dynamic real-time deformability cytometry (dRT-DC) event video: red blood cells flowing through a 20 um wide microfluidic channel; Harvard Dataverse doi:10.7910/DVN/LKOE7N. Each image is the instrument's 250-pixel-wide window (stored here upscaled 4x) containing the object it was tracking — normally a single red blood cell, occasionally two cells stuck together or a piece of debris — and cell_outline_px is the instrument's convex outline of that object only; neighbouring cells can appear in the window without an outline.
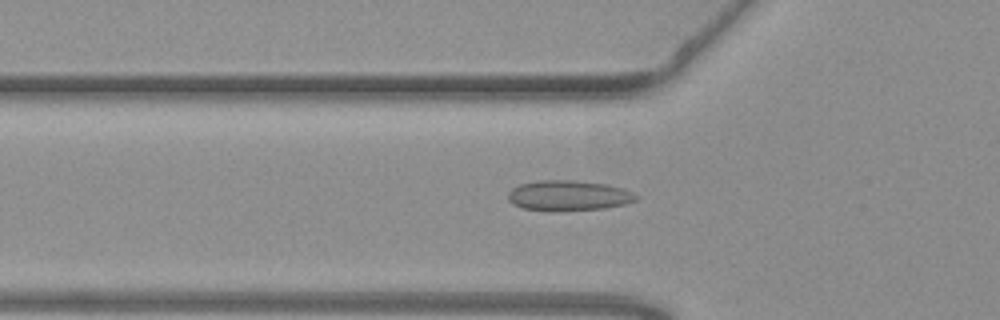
{"species": "common noctule bat (a hibernating species)", "species_latin": "Nyctalus noctula", "temperature_condition": "warm", "stored_images_in_passage": 48, "camera_frame_rate_fps": 3000, "um_per_image_px": 0.085, "animal": {"sex": "female", "body_mass_g": 19.3, "forearm_length_mm": 54.1}, "frame": {"image": 1, "passage_image": 18, "time_ms": 5.667, "image_size_px": [1000, 320], "cell_outline_px": [[640, 196], [636, 200], [624, 204], [604, 208], [552, 212], [520, 208], [512, 204], [508, 200], [508, 192], [512, 188], [520, 184], [540, 180], [572, 180], [608, 184], [624, 188]], "centroid_in_image_um": [48.3, 16.63], "position_along_channel_um": 77.5, "area_um2": 23.0}}
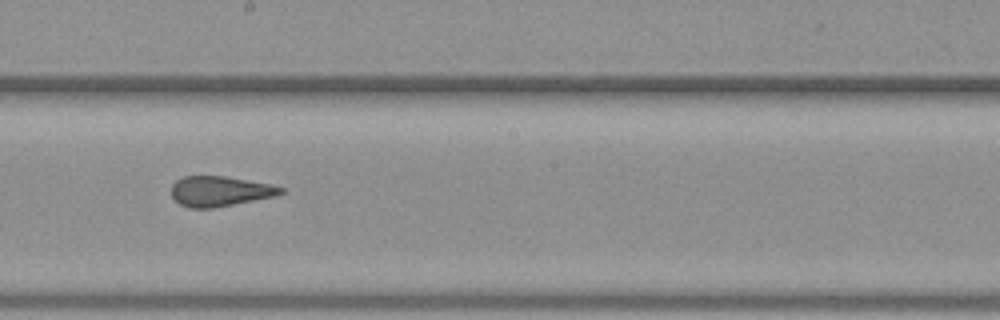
{"frame": {"image": 2, "passage_image": 30, "time_ms": 9.667, "image_size_px": [1000, 320], "cell_outline_px": [[284, 192], [276, 196], [212, 208], [188, 208], [180, 204], [172, 196], [172, 184], [176, 180], [184, 176], [224, 176], [272, 184], [284, 188]], "centroid_in_image_um": [18.7, 16.25], "position_along_channel_um": 229.5, "area_um2": 19.19}}
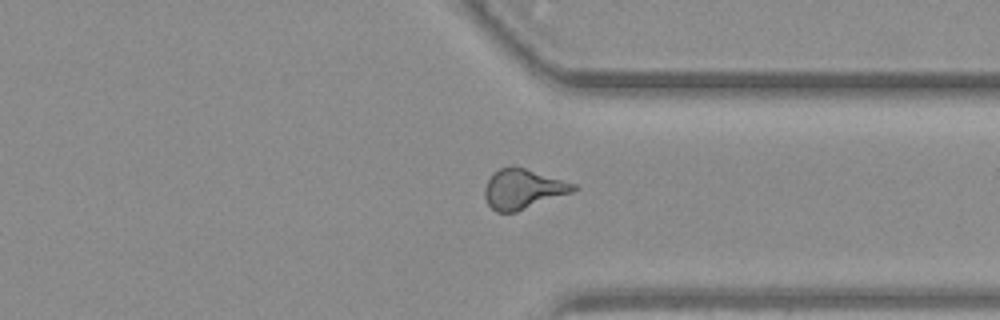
{"frame": {"image": 3, "passage_image": 41, "time_ms": 13.333, "image_size_px": [1000, 320], "cell_outline_px": [[580, 188], [572, 192], [516, 212], [496, 212], [488, 204], [484, 196], [484, 188], [488, 180], [500, 168], [512, 164], [576, 184]], "centroid_in_image_um": [44.45, 16.06], "position_along_channel_um": 366.9, "area_um2": 20.52}, "authors_computed_cell_mechanics": {"area_um2": 20.5479, "velocity_mm_per_s": 3.7762, "shape_relaxation_time_tau1_ms": null, "shape_relaxation_time_tau2_ms": 1.3862, "deformation_change_tau1": null, "deformation_change_tau2": 0.0939}}